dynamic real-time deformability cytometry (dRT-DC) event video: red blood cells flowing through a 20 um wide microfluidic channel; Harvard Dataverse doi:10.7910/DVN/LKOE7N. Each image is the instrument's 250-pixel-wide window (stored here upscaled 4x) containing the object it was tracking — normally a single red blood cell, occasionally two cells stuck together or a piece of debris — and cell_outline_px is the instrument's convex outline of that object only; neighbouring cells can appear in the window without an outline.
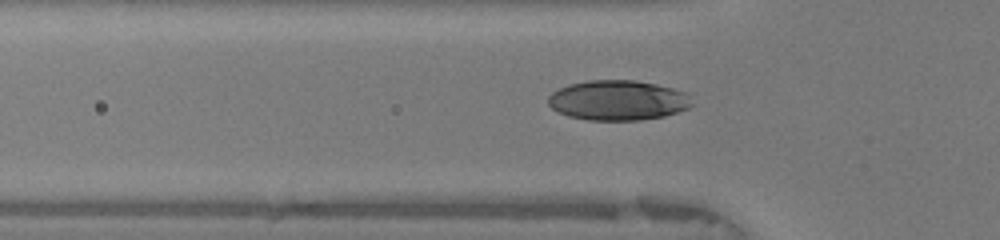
{"species": "human", "species_latin": "Homo sapiens", "temperature_condition": "warm", "stored_images_in_passage": 48, "camera_frame_rate_fps": 3000, "um_per_image_px": 0.085, "donor": {"sex": "female"}, "frame": {"image": 1, "passage_image": 15, "time_ms": 4.667, "image_size_px": [1000, 240], "cell_outline_px": [[692, 104], [688, 108], [664, 116], [640, 120], [588, 120], [568, 116], [552, 108], [548, 104], [548, 96], [552, 92], [568, 84], [588, 80], [636, 80], [656, 84], [688, 92]], "centroid_in_image_um": [52.52, 8.52], "position_along_channel_um": 73.3, "area_um2": 33.58}}
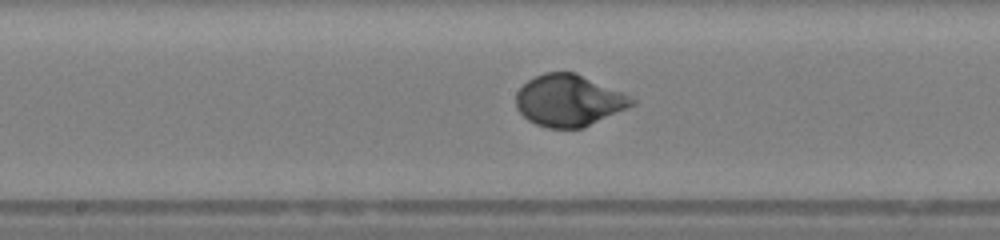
{"frame": {"image": 2, "passage_image": 24, "time_ms": 7.667, "image_size_px": [1000, 240], "cell_outline_px": [[636, 104], [628, 108], [584, 128], [548, 128], [536, 124], [528, 120], [516, 108], [516, 92], [528, 80], [544, 72], [576, 72], [624, 92], [636, 100]], "centroid_in_image_um": [48.38, 8.54], "position_along_channel_um": 199.8, "area_um2": 35.14}}
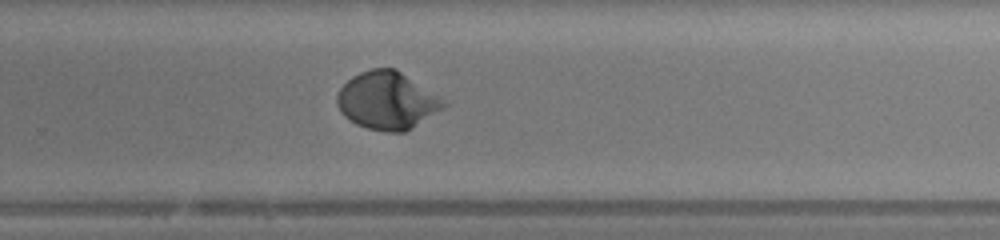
{"frame": {"image": 3, "passage_image": 31, "time_ms": 10.0, "image_size_px": [1000, 240], "cell_outline_px": [[452, 104], [412, 128], [404, 132], [388, 132], [368, 128], [356, 124], [344, 116], [340, 112], [336, 104], [336, 96], [340, 88], [352, 76], [360, 72], [372, 68], [396, 68]], "centroid_in_image_um": [32.94, 8.55], "position_along_channel_um": 296.9, "area_um2": 36.13}, "authors_computed_cell_mechanics": {"area_um2": 34.3621, "velocity_mm_per_s": 4.1851, "shape_relaxation_time_tau1_ms": 3.151, "shape_relaxation_time_tau2_ms": null, "deformation_change_tau1": 0.202, "deformation_change_tau2": null}}